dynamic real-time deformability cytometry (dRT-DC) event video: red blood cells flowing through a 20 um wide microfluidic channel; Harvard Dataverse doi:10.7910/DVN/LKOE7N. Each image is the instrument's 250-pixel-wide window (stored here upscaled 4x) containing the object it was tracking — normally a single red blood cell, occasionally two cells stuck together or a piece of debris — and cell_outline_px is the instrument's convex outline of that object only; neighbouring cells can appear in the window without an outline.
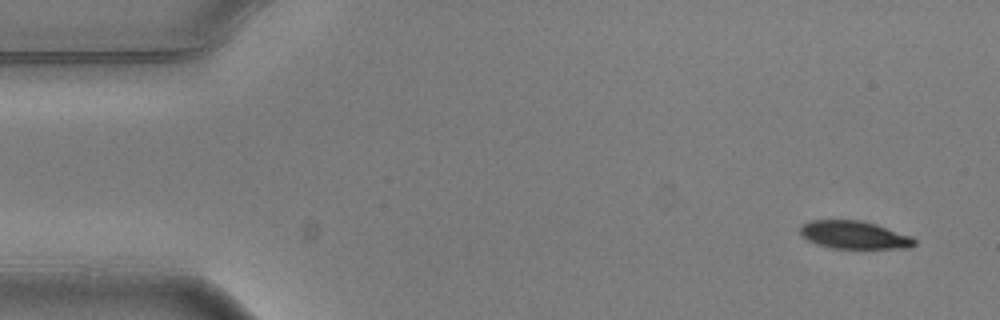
{"species": "common noctule bat (a hibernating species)", "species_latin": "Nyctalus noctula", "temperature_condition": "warm", "stored_images_in_passage": 4, "camera_frame_rate_fps": 3000, "um_per_image_px": 0.085, "animal": {"sex": "male", "body_mass_g": 20.5, "forearm_length_mm": 52.5}, "frame": {"image": 1, "passage_image": 1, "time_ms": 0.0, "image_size_px": [1000, 320], "cell_outline_px": [[916, 244], [912, 248], [832, 248], [816, 244], [808, 240], [800, 232], [800, 224], [808, 220], [860, 220], [876, 224], [912, 236], [916, 240]], "centroid_in_image_um": [72.61, 19.96], "position_along_channel_um": 12.4, "area_um2": 18.67}}
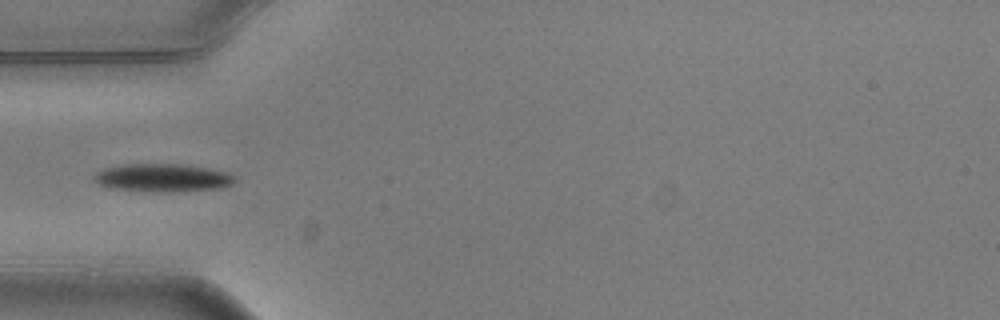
{"frame": {"image": 2, "passage_image": 4, "time_ms": 1.0, "image_size_px": [1000, 320], "cell_outline_px": [[236, 180], [232, 184], [220, 188], [172, 192], [152, 192], [116, 188], [100, 184], [92, 180], [92, 176], [96, 172], [104, 168], [124, 164], [188, 164], [228, 172], [236, 176]], "centroid_in_image_um": [13.86, 15.1], "position_along_channel_um": 71.1, "area_um2": 23.18}}